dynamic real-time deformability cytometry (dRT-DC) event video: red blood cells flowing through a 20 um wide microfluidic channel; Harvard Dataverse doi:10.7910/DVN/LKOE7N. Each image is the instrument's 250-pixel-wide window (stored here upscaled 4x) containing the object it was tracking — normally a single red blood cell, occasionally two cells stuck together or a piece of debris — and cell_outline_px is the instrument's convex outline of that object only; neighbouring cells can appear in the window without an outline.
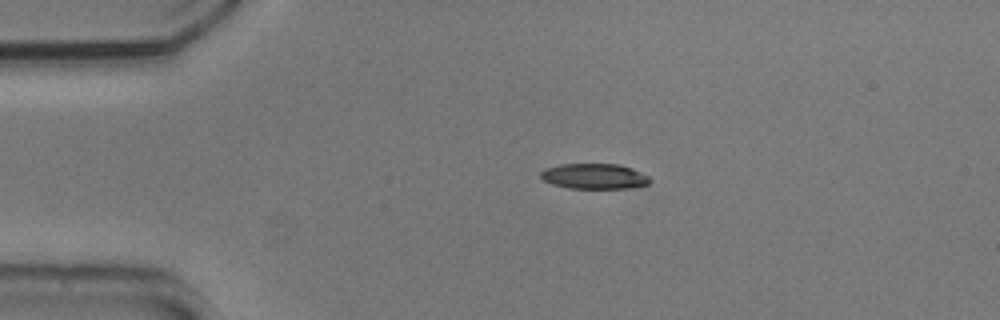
{"species": "common noctule bat (a hibernating species)", "species_latin": "Nyctalus noctula", "temperature_condition": "cold", "stored_images_in_passage": 44, "camera_frame_rate_fps": 3000, "um_per_image_px": 0.085, "animal": {"sex": "male", "body_mass_g": 20.5, "forearm_length_mm": 52.5}, "frame": {"image": 1, "passage_image": 1, "time_ms": 0.0, "image_size_px": [1000, 320], "cell_outline_px": [[652, 180], [648, 184], [628, 188], [568, 188], [552, 184], [544, 180], [540, 176], [540, 172], [544, 168], [560, 164], [620, 164], [632, 168], [648, 176]], "centroid_in_image_um": [50.5, 14.97], "position_along_channel_um": 34.5, "area_um2": 16.18}}
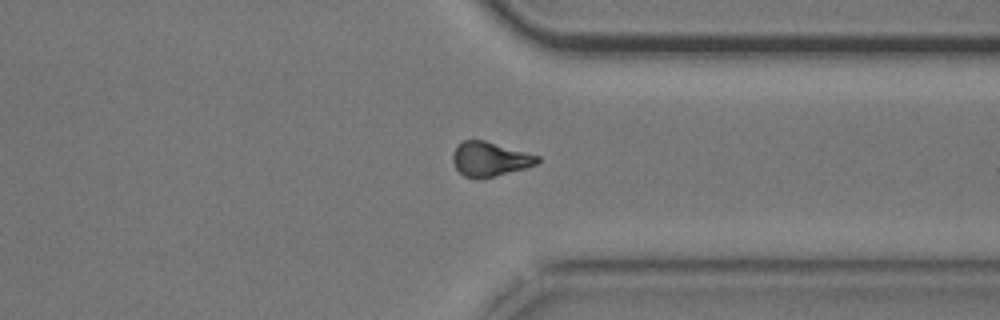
{"frame": {"image": 2, "passage_image": 31, "time_ms": 10.0, "image_size_px": [1000, 320], "cell_outline_px": [[540, 160], [536, 164], [524, 168], [492, 176], [464, 176], [456, 168], [452, 160], [452, 152], [456, 144], [460, 140], [484, 140], [540, 156]], "centroid_in_image_um": [41.6, 13.47], "position_along_channel_um": 369.8, "area_um2": 16.59}}
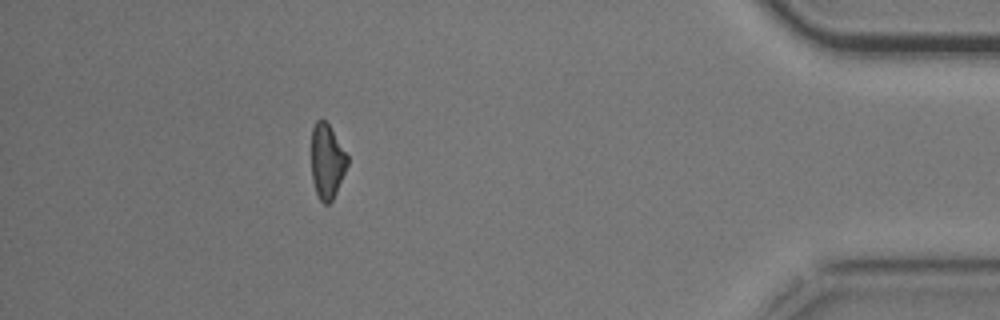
{"frame": {"image": 3, "passage_image": 38, "time_ms": 12.333, "image_size_px": [1000, 320], "cell_outline_px": [[348, 164], [336, 192], [332, 200], [328, 204], [324, 204], [320, 200], [316, 192], [312, 180], [312, 128], [316, 120], [324, 120], [328, 124], [348, 156]], "centroid_in_image_um": [27.79, 13.72], "position_along_channel_um": 407.4, "area_um2": 15.43}, "authors_computed_cell_mechanics": {"area_um2": 17.3978, "velocity_mm_per_s": 3.7472, "shape_relaxation_time_tau1_ms": 6.7036, "shape_relaxation_time_tau2_ms": null, "deformation_change_tau1": 0.1784, "deformation_change_tau2": null}}